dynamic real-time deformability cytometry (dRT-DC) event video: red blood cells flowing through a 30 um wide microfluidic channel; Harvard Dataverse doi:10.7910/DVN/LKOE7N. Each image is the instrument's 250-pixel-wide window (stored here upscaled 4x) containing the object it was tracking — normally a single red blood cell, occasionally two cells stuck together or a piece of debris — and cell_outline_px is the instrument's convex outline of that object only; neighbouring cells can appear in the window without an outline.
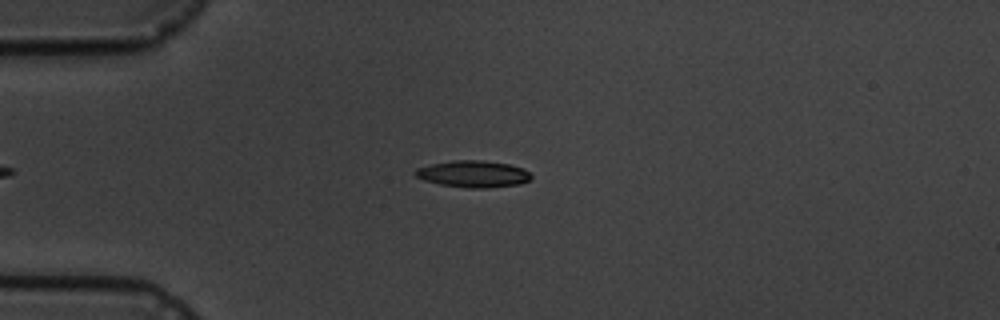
{"species": "common noctule bat (a hibernating species)", "species_latin": "Nyctalus noctula", "temperature_condition": "cold", "stored_images_in_passage": 8, "camera_frame_rate_fps": 3000, "um_per_image_px": 0.085, "animal": {"sex": "male", "body_mass_g": 19.5, "forearm_length_mm": 54.6}, "frame": {"image": 1, "passage_image": 2, "time_ms": 1.0, "image_size_px": [1000, 320], "cell_outline_px": [[532, 180], [520, 184], [488, 188], [468, 188], [440, 184], [424, 180], [416, 176], [412, 172], [416, 168], [432, 164], [452, 160], [484, 160], [508, 164], [524, 168], [532, 176]], "centroid_in_image_um": [40.24, 14.79], "position_along_channel_um": 44.8, "area_um2": 18.21}}
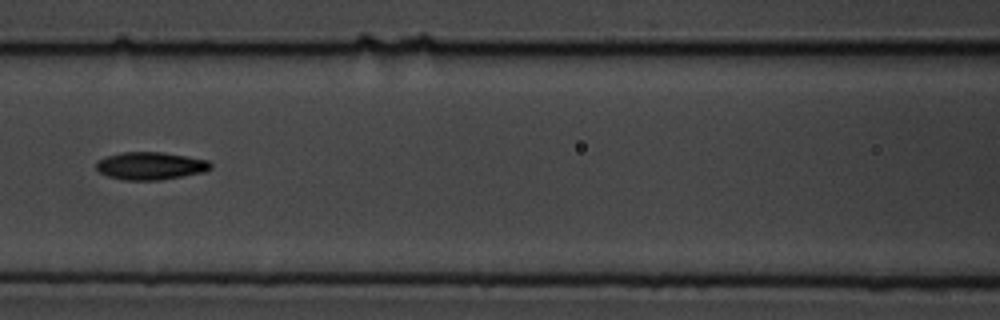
{"frame": {"image": 2, "passage_image": 5, "time_ms": 4.667, "image_size_px": [1000, 320], "cell_outline_px": [[212, 168], [204, 172], [184, 176], [160, 180], [120, 180], [108, 176], [100, 172], [96, 168], [96, 160], [108, 156], [124, 152], [160, 152], [208, 160], [212, 164]], "centroid_in_image_um": [12.79, 14.11], "position_along_channel_um": 153.8, "area_um2": 18.44}}
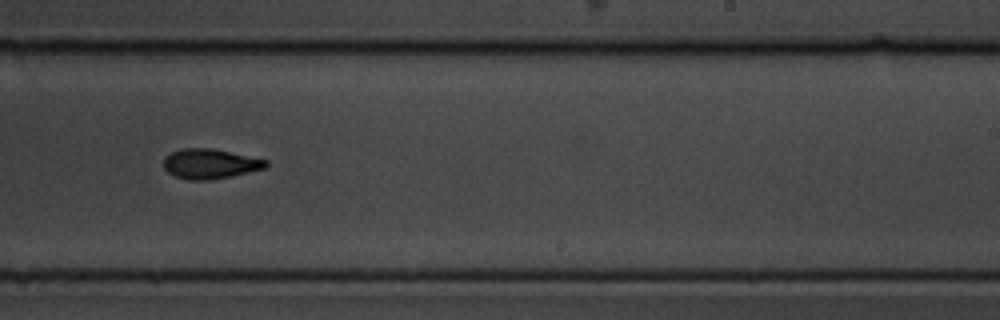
{"frame": {"image": 3, "passage_image": 8, "time_ms": 8.0, "image_size_px": [1000, 320], "cell_outline_px": [[268, 164], [264, 168], [232, 176], [212, 180], [188, 180], [176, 176], [168, 172], [164, 168], [164, 156], [180, 148], [212, 148], [268, 160]], "centroid_in_image_um": [17.83, 13.92], "position_along_channel_um": 271.2, "area_um2": 17.8}}